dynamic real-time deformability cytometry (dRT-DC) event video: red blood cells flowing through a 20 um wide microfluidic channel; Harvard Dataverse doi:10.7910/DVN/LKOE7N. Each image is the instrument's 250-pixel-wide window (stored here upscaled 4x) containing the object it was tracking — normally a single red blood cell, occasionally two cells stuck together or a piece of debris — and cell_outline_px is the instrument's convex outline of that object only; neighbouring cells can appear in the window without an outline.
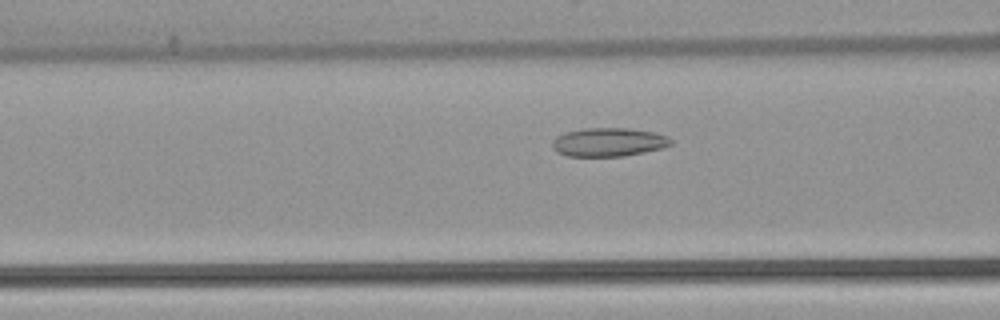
{"species": "common noctule bat (a hibernating species)", "species_latin": "Nyctalus noctula", "temperature_condition": "warm", "stored_images_in_passage": 38, "camera_frame_rate_fps": 3000, "um_per_image_px": 0.085, "animal": {"sex": "female", "body_mass_g": 22.7, "forearm_length_mm": 54.2}, "frame": {"image": 1, "passage_image": 6, "time_ms": 1.667, "image_size_px": [1000, 320], "cell_outline_px": [[672, 144], [664, 148], [624, 156], [568, 156], [556, 152], [552, 148], [552, 140], [556, 136], [564, 132], [584, 128], [628, 128], [656, 132], [668, 136], [672, 140]], "centroid_in_image_um": [51.73, 12.07], "position_along_channel_um": 114.9, "area_um2": 20.06}}
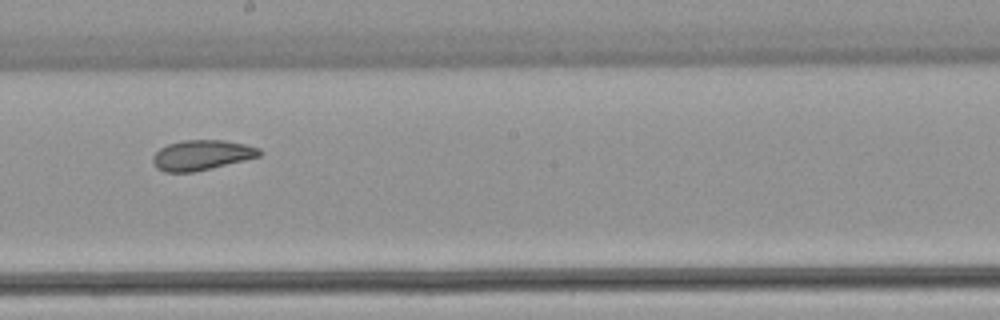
{"frame": {"image": 2, "passage_image": 15, "time_ms": 4.667, "image_size_px": [1000, 320], "cell_outline_px": [[264, 152], [260, 156], [244, 160], [192, 172], [164, 172], [156, 168], [152, 164], [152, 156], [160, 148], [168, 144], [184, 140], [224, 140], [244, 144], [260, 148]], "centroid_in_image_um": [17.12, 13.18], "position_along_channel_um": 231.1, "area_um2": 18.67}}
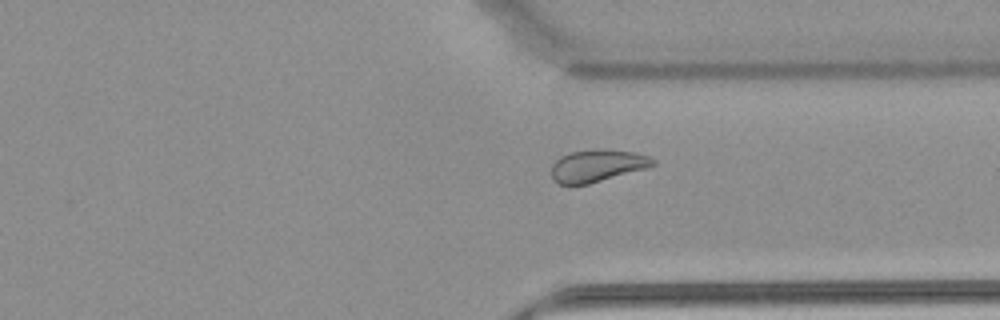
{"frame": {"image": 3, "passage_image": 25, "time_ms": 8.0, "image_size_px": [1000, 320], "cell_outline_px": [[656, 164], [644, 168], [588, 184], [556, 184], [552, 180], [552, 164], [560, 156], [572, 152], [632, 152], [648, 156], [656, 160]], "centroid_in_image_um": [50.7, 14.14], "position_along_channel_um": 360.7, "area_um2": 17.98}, "authors_computed_cell_mechanics": {"area_um2": 19.652, "velocity_mm_per_s": 3.8805, "shape_relaxation_time_tau1_ms": null, "shape_relaxation_time_tau2_ms": 2.4002, "deformation_change_tau1": null, "deformation_change_tau2": 0.0771}}